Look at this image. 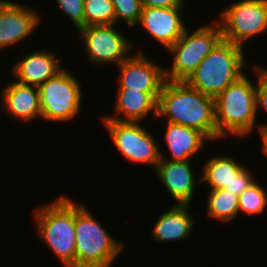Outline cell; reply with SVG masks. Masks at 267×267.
<instances>
[{"label":"cell","mask_w":267,"mask_h":267,"mask_svg":"<svg viewBox=\"0 0 267 267\" xmlns=\"http://www.w3.org/2000/svg\"><path fill=\"white\" fill-rule=\"evenodd\" d=\"M161 118L196 129L210 142L217 141L214 98L186 81H165L158 98L156 120Z\"/></svg>","instance_id":"6da1fadb"},{"label":"cell","mask_w":267,"mask_h":267,"mask_svg":"<svg viewBox=\"0 0 267 267\" xmlns=\"http://www.w3.org/2000/svg\"><path fill=\"white\" fill-rule=\"evenodd\" d=\"M34 210L36 232L63 267H75V202L70 196L58 195Z\"/></svg>","instance_id":"7a4b0ae2"},{"label":"cell","mask_w":267,"mask_h":267,"mask_svg":"<svg viewBox=\"0 0 267 267\" xmlns=\"http://www.w3.org/2000/svg\"><path fill=\"white\" fill-rule=\"evenodd\" d=\"M246 75L214 98L218 141L231 136L248 137L256 129V83Z\"/></svg>","instance_id":"3957f363"},{"label":"cell","mask_w":267,"mask_h":267,"mask_svg":"<svg viewBox=\"0 0 267 267\" xmlns=\"http://www.w3.org/2000/svg\"><path fill=\"white\" fill-rule=\"evenodd\" d=\"M78 203H75V267H113L125 244L113 238L84 202Z\"/></svg>","instance_id":"277c9868"},{"label":"cell","mask_w":267,"mask_h":267,"mask_svg":"<svg viewBox=\"0 0 267 267\" xmlns=\"http://www.w3.org/2000/svg\"><path fill=\"white\" fill-rule=\"evenodd\" d=\"M243 47L221 40L200 62L186 82L205 95L215 98L237 81L247 67Z\"/></svg>","instance_id":"5b68a950"},{"label":"cell","mask_w":267,"mask_h":267,"mask_svg":"<svg viewBox=\"0 0 267 267\" xmlns=\"http://www.w3.org/2000/svg\"><path fill=\"white\" fill-rule=\"evenodd\" d=\"M188 27L181 38L167 51L172 54V66L165 67V78L171 81H186L200 62L218 45L222 29L213 19L211 24L200 26L191 32Z\"/></svg>","instance_id":"8992f818"},{"label":"cell","mask_w":267,"mask_h":267,"mask_svg":"<svg viewBox=\"0 0 267 267\" xmlns=\"http://www.w3.org/2000/svg\"><path fill=\"white\" fill-rule=\"evenodd\" d=\"M80 82L73 73L63 69L38 87L44 122L64 123L76 118L82 110Z\"/></svg>","instance_id":"52a82bcc"},{"label":"cell","mask_w":267,"mask_h":267,"mask_svg":"<svg viewBox=\"0 0 267 267\" xmlns=\"http://www.w3.org/2000/svg\"><path fill=\"white\" fill-rule=\"evenodd\" d=\"M101 121L120 156L135 165L148 164L153 170L156 169L161 159L160 144L141 122H121L108 118H101Z\"/></svg>","instance_id":"ba28073f"},{"label":"cell","mask_w":267,"mask_h":267,"mask_svg":"<svg viewBox=\"0 0 267 267\" xmlns=\"http://www.w3.org/2000/svg\"><path fill=\"white\" fill-rule=\"evenodd\" d=\"M218 16L222 38L240 47L267 32V0H240L226 6ZM220 17V18H219Z\"/></svg>","instance_id":"9c48e42d"},{"label":"cell","mask_w":267,"mask_h":267,"mask_svg":"<svg viewBox=\"0 0 267 267\" xmlns=\"http://www.w3.org/2000/svg\"><path fill=\"white\" fill-rule=\"evenodd\" d=\"M114 25H89L78 30L84 53L92 64H121L130 56L135 46L126 34L119 32ZM81 37V38H80Z\"/></svg>","instance_id":"30bf717a"},{"label":"cell","mask_w":267,"mask_h":267,"mask_svg":"<svg viewBox=\"0 0 267 267\" xmlns=\"http://www.w3.org/2000/svg\"><path fill=\"white\" fill-rule=\"evenodd\" d=\"M118 68L117 89L161 93L166 81L165 66L156 64L143 51L138 50L134 55L131 54Z\"/></svg>","instance_id":"8fae6325"},{"label":"cell","mask_w":267,"mask_h":267,"mask_svg":"<svg viewBox=\"0 0 267 267\" xmlns=\"http://www.w3.org/2000/svg\"><path fill=\"white\" fill-rule=\"evenodd\" d=\"M31 8L21 3L0 0V51L20 44L39 27L42 17Z\"/></svg>","instance_id":"7c38bea8"},{"label":"cell","mask_w":267,"mask_h":267,"mask_svg":"<svg viewBox=\"0 0 267 267\" xmlns=\"http://www.w3.org/2000/svg\"><path fill=\"white\" fill-rule=\"evenodd\" d=\"M183 9L184 7H143L137 26L140 25L151 39L168 50L188 27L182 18Z\"/></svg>","instance_id":"4fadbf2b"},{"label":"cell","mask_w":267,"mask_h":267,"mask_svg":"<svg viewBox=\"0 0 267 267\" xmlns=\"http://www.w3.org/2000/svg\"><path fill=\"white\" fill-rule=\"evenodd\" d=\"M192 161L160 160L154 172L177 205H191L197 180ZM193 198V199H192Z\"/></svg>","instance_id":"5bb4252c"},{"label":"cell","mask_w":267,"mask_h":267,"mask_svg":"<svg viewBox=\"0 0 267 267\" xmlns=\"http://www.w3.org/2000/svg\"><path fill=\"white\" fill-rule=\"evenodd\" d=\"M20 58L11 71L15 81L26 85L39 87L64 69L54 50L41 48Z\"/></svg>","instance_id":"9a60e30c"},{"label":"cell","mask_w":267,"mask_h":267,"mask_svg":"<svg viewBox=\"0 0 267 267\" xmlns=\"http://www.w3.org/2000/svg\"><path fill=\"white\" fill-rule=\"evenodd\" d=\"M1 109L19 122L41 119L39 88L11 80L1 91Z\"/></svg>","instance_id":"2e32d148"},{"label":"cell","mask_w":267,"mask_h":267,"mask_svg":"<svg viewBox=\"0 0 267 267\" xmlns=\"http://www.w3.org/2000/svg\"><path fill=\"white\" fill-rule=\"evenodd\" d=\"M115 114L101 118L121 122H143L153 116L157 118V105L160 93H145L131 89H116ZM122 116V117H121Z\"/></svg>","instance_id":"e0dca14e"},{"label":"cell","mask_w":267,"mask_h":267,"mask_svg":"<svg viewBox=\"0 0 267 267\" xmlns=\"http://www.w3.org/2000/svg\"><path fill=\"white\" fill-rule=\"evenodd\" d=\"M164 141L172 158L160 152V160L191 161L192 157L206 146L210 140L200 131L183 125L166 122Z\"/></svg>","instance_id":"ac0fdd59"},{"label":"cell","mask_w":267,"mask_h":267,"mask_svg":"<svg viewBox=\"0 0 267 267\" xmlns=\"http://www.w3.org/2000/svg\"><path fill=\"white\" fill-rule=\"evenodd\" d=\"M190 205L173 204L157 218L151 232L156 243H165L189 239L195 220L189 213Z\"/></svg>","instance_id":"d6986e66"},{"label":"cell","mask_w":267,"mask_h":267,"mask_svg":"<svg viewBox=\"0 0 267 267\" xmlns=\"http://www.w3.org/2000/svg\"><path fill=\"white\" fill-rule=\"evenodd\" d=\"M218 155L204 163L198 182L208 184L210 190L225 189L232 193L233 179L245 167V163L240 164L231 155Z\"/></svg>","instance_id":"ffe728a7"},{"label":"cell","mask_w":267,"mask_h":267,"mask_svg":"<svg viewBox=\"0 0 267 267\" xmlns=\"http://www.w3.org/2000/svg\"><path fill=\"white\" fill-rule=\"evenodd\" d=\"M207 216L218 222L230 223L239 214V196L225 189L209 190L207 194Z\"/></svg>","instance_id":"44dd1931"},{"label":"cell","mask_w":267,"mask_h":267,"mask_svg":"<svg viewBox=\"0 0 267 267\" xmlns=\"http://www.w3.org/2000/svg\"><path fill=\"white\" fill-rule=\"evenodd\" d=\"M260 182L254 181L239 195V213L253 217L267 210V191Z\"/></svg>","instance_id":"7402d4cb"},{"label":"cell","mask_w":267,"mask_h":267,"mask_svg":"<svg viewBox=\"0 0 267 267\" xmlns=\"http://www.w3.org/2000/svg\"><path fill=\"white\" fill-rule=\"evenodd\" d=\"M85 27L114 25L115 10L112 0H84Z\"/></svg>","instance_id":"603a6c76"},{"label":"cell","mask_w":267,"mask_h":267,"mask_svg":"<svg viewBox=\"0 0 267 267\" xmlns=\"http://www.w3.org/2000/svg\"><path fill=\"white\" fill-rule=\"evenodd\" d=\"M115 10V24L122 21L128 27L137 26L142 13L141 0H112Z\"/></svg>","instance_id":"cb8c5ba5"},{"label":"cell","mask_w":267,"mask_h":267,"mask_svg":"<svg viewBox=\"0 0 267 267\" xmlns=\"http://www.w3.org/2000/svg\"><path fill=\"white\" fill-rule=\"evenodd\" d=\"M258 65V66H257ZM252 71H254L256 81V107L257 114L262 109L267 114V66L259 64L252 65ZM259 110V111H258ZM262 122L257 123V129L260 127H267V124Z\"/></svg>","instance_id":"d4e9b609"},{"label":"cell","mask_w":267,"mask_h":267,"mask_svg":"<svg viewBox=\"0 0 267 267\" xmlns=\"http://www.w3.org/2000/svg\"><path fill=\"white\" fill-rule=\"evenodd\" d=\"M60 11L71 20L75 29L85 27L84 0H54Z\"/></svg>","instance_id":"484cf974"},{"label":"cell","mask_w":267,"mask_h":267,"mask_svg":"<svg viewBox=\"0 0 267 267\" xmlns=\"http://www.w3.org/2000/svg\"><path fill=\"white\" fill-rule=\"evenodd\" d=\"M250 167H244L233 179L232 183V193L239 196L242 194L255 180L253 171L249 169Z\"/></svg>","instance_id":"4316f807"},{"label":"cell","mask_w":267,"mask_h":267,"mask_svg":"<svg viewBox=\"0 0 267 267\" xmlns=\"http://www.w3.org/2000/svg\"><path fill=\"white\" fill-rule=\"evenodd\" d=\"M143 7L173 8L185 7L184 0H141Z\"/></svg>","instance_id":"83f0119b"},{"label":"cell","mask_w":267,"mask_h":267,"mask_svg":"<svg viewBox=\"0 0 267 267\" xmlns=\"http://www.w3.org/2000/svg\"><path fill=\"white\" fill-rule=\"evenodd\" d=\"M257 131L259 132L258 134H260L259 136L261 137V151L265 156H267V127H260Z\"/></svg>","instance_id":"f1b7e54d"}]
</instances>
